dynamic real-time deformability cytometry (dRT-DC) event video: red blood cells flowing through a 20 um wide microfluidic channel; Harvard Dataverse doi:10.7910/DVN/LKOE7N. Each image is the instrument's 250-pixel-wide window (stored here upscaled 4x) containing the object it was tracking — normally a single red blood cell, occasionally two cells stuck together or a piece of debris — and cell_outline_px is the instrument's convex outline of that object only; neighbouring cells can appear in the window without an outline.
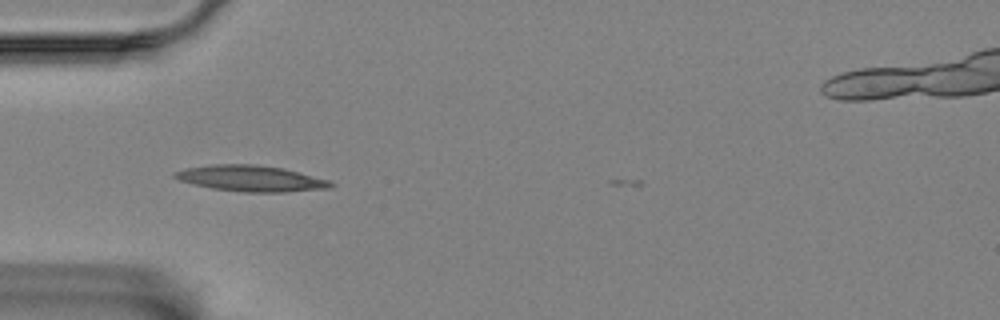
{"species": "Egyptian fruit bat (a non-hibernating species)", "species_latin": "Rousettus aegyptiacus", "temperature_condition": "room temperature", "stored_images_in_passage": 35, "camera_frame_rate_fps": 3000, "um_per_image_px": 0.085, "animal": {"sex": "female"}, "frame": {"image": 1, "passage_image": 1, "time_ms": 0.0, "image_size_px": [1000, 320], "cell_outline_px": [[336, 184], [332, 188], [284, 192], [244, 192], [212, 188], [192, 184], [180, 180], [172, 176], [172, 172], [184, 168], [212, 164], [256, 164], [284, 168], [328, 180]], "centroid_in_image_um": [21.31, 15.16], "position_along_channel_um": 63.7, "area_um2": 23.76}}
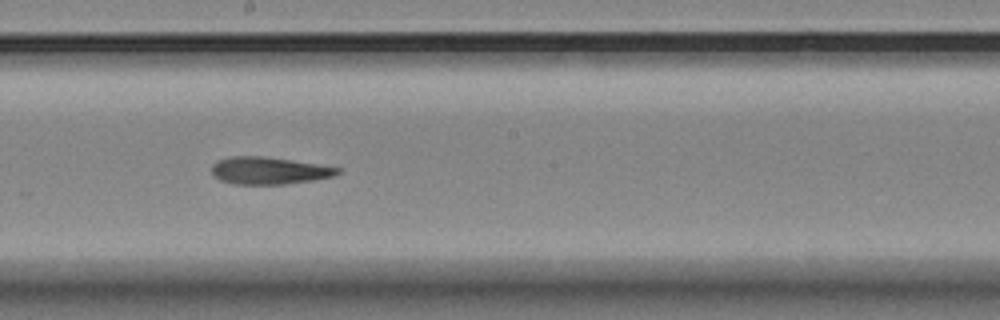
{"frame": {"image": 2, "passage_image": 15, "time_ms": 4.667, "image_size_px": [1000, 320], "cell_outline_px": [[340, 172], [336, 176], [312, 180], [284, 184], [232, 184], [220, 180], [212, 172], [212, 164], [216, 160], [232, 156], [260, 156], [292, 160], [340, 168]], "centroid_in_image_um": [22.84, 14.5], "position_along_channel_um": 225.4, "area_um2": 19.88}}
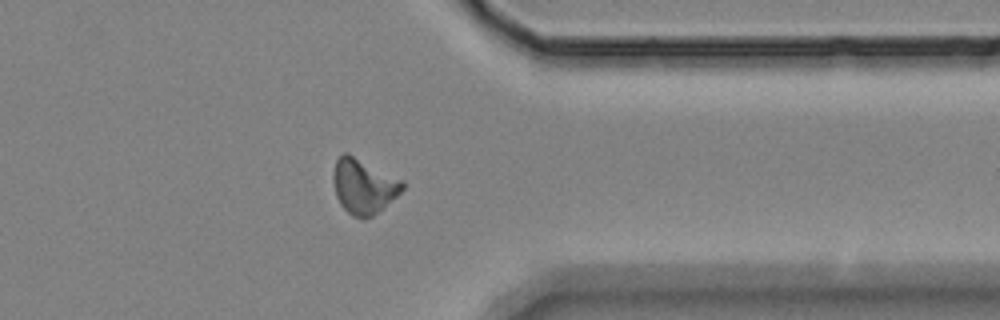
{"frame": {"image": 3, "passage_image": 29, "time_ms": 9.333, "image_size_px": [1000, 320], "cell_outline_px": [[404, 188], [396, 196], [372, 216], [364, 220], [352, 216], [340, 204], [336, 196], [332, 180], [332, 172], [336, 160], [344, 152], [348, 152], [404, 180]], "centroid_in_image_um": [30.88, 15.8], "position_along_channel_um": 380.5, "area_um2": 22.37}, "authors_computed_cell_mechanics": {"area_um2": 20.7502, "velocity_mm_per_s": 3.4766, "shape_relaxation_time_tau1_ms": 10.1712, "shape_relaxation_time_tau2_ms": null, "deformation_change_tau1": 0.2525, "deformation_change_tau2": null}}